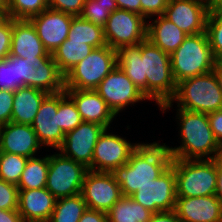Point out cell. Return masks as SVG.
Segmentation results:
<instances>
[{
  "label": "cell",
  "mask_w": 222,
  "mask_h": 222,
  "mask_svg": "<svg viewBox=\"0 0 222 222\" xmlns=\"http://www.w3.org/2000/svg\"><path fill=\"white\" fill-rule=\"evenodd\" d=\"M172 159L166 143H141L128 162L116 168L112 174L122 195L130 197L139 187L164 173L171 166Z\"/></svg>",
  "instance_id": "6da1fadb"
},
{
  "label": "cell",
  "mask_w": 222,
  "mask_h": 222,
  "mask_svg": "<svg viewBox=\"0 0 222 222\" xmlns=\"http://www.w3.org/2000/svg\"><path fill=\"white\" fill-rule=\"evenodd\" d=\"M180 146L167 148L172 158L185 160L215 159L220 144L215 139L207 114L176 109Z\"/></svg>",
  "instance_id": "7a4b0ae2"
},
{
  "label": "cell",
  "mask_w": 222,
  "mask_h": 222,
  "mask_svg": "<svg viewBox=\"0 0 222 222\" xmlns=\"http://www.w3.org/2000/svg\"><path fill=\"white\" fill-rule=\"evenodd\" d=\"M177 108L209 114L222 109V91L213 71L177 83L174 97L160 107L165 113L174 104Z\"/></svg>",
  "instance_id": "3957f363"
},
{
  "label": "cell",
  "mask_w": 222,
  "mask_h": 222,
  "mask_svg": "<svg viewBox=\"0 0 222 222\" xmlns=\"http://www.w3.org/2000/svg\"><path fill=\"white\" fill-rule=\"evenodd\" d=\"M143 78H147L148 101L160 108L175 95L177 83L171 68L170 55L152 44L148 39L140 43Z\"/></svg>",
  "instance_id": "277c9868"
},
{
  "label": "cell",
  "mask_w": 222,
  "mask_h": 222,
  "mask_svg": "<svg viewBox=\"0 0 222 222\" xmlns=\"http://www.w3.org/2000/svg\"><path fill=\"white\" fill-rule=\"evenodd\" d=\"M170 60L176 83L211 72L217 62L206 32L187 35L180 46L170 54Z\"/></svg>",
  "instance_id": "5b68a950"
},
{
  "label": "cell",
  "mask_w": 222,
  "mask_h": 222,
  "mask_svg": "<svg viewBox=\"0 0 222 222\" xmlns=\"http://www.w3.org/2000/svg\"><path fill=\"white\" fill-rule=\"evenodd\" d=\"M177 197L210 196L216 194L215 159L185 160L173 158Z\"/></svg>",
  "instance_id": "8992f818"
},
{
  "label": "cell",
  "mask_w": 222,
  "mask_h": 222,
  "mask_svg": "<svg viewBox=\"0 0 222 222\" xmlns=\"http://www.w3.org/2000/svg\"><path fill=\"white\" fill-rule=\"evenodd\" d=\"M116 66L117 50L94 48L64 76V89L95 90Z\"/></svg>",
  "instance_id": "52a82bcc"
},
{
  "label": "cell",
  "mask_w": 222,
  "mask_h": 222,
  "mask_svg": "<svg viewBox=\"0 0 222 222\" xmlns=\"http://www.w3.org/2000/svg\"><path fill=\"white\" fill-rule=\"evenodd\" d=\"M17 59L18 89L32 87L48 94L59 93L64 89V76L59 71L52 54Z\"/></svg>",
  "instance_id": "ba28073f"
},
{
  "label": "cell",
  "mask_w": 222,
  "mask_h": 222,
  "mask_svg": "<svg viewBox=\"0 0 222 222\" xmlns=\"http://www.w3.org/2000/svg\"><path fill=\"white\" fill-rule=\"evenodd\" d=\"M89 169L63 156L59 151L49 155L46 189L56 198L81 193L85 175Z\"/></svg>",
  "instance_id": "9c48e42d"
},
{
  "label": "cell",
  "mask_w": 222,
  "mask_h": 222,
  "mask_svg": "<svg viewBox=\"0 0 222 222\" xmlns=\"http://www.w3.org/2000/svg\"><path fill=\"white\" fill-rule=\"evenodd\" d=\"M103 31L106 45L118 50L147 39V20L137 13L117 9L108 17Z\"/></svg>",
  "instance_id": "30bf717a"
},
{
  "label": "cell",
  "mask_w": 222,
  "mask_h": 222,
  "mask_svg": "<svg viewBox=\"0 0 222 222\" xmlns=\"http://www.w3.org/2000/svg\"><path fill=\"white\" fill-rule=\"evenodd\" d=\"M117 116L128 106L148 100L141 90L117 65L95 89Z\"/></svg>",
  "instance_id": "8fae6325"
},
{
  "label": "cell",
  "mask_w": 222,
  "mask_h": 222,
  "mask_svg": "<svg viewBox=\"0 0 222 222\" xmlns=\"http://www.w3.org/2000/svg\"><path fill=\"white\" fill-rule=\"evenodd\" d=\"M140 144L132 143L119 134L109 133V128L105 129L95 144L92 171L113 172L128 162L131 154Z\"/></svg>",
  "instance_id": "7c38bea8"
},
{
  "label": "cell",
  "mask_w": 222,
  "mask_h": 222,
  "mask_svg": "<svg viewBox=\"0 0 222 222\" xmlns=\"http://www.w3.org/2000/svg\"><path fill=\"white\" fill-rule=\"evenodd\" d=\"M130 197L153 213L175 210L177 195L174 168L170 166L157 179L139 187Z\"/></svg>",
  "instance_id": "4fadbf2b"
},
{
  "label": "cell",
  "mask_w": 222,
  "mask_h": 222,
  "mask_svg": "<svg viewBox=\"0 0 222 222\" xmlns=\"http://www.w3.org/2000/svg\"><path fill=\"white\" fill-rule=\"evenodd\" d=\"M81 194L89 209L107 213L123 197L112 172L88 170L82 184Z\"/></svg>",
  "instance_id": "5bb4252c"
},
{
  "label": "cell",
  "mask_w": 222,
  "mask_h": 222,
  "mask_svg": "<svg viewBox=\"0 0 222 222\" xmlns=\"http://www.w3.org/2000/svg\"><path fill=\"white\" fill-rule=\"evenodd\" d=\"M105 129L100 124L83 121L75 129L65 134L57 151L92 170L95 144Z\"/></svg>",
  "instance_id": "9a60e30c"
},
{
  "label": "cell",
  "mask_w": 222,
  "mask_h": 222,
  "mask_svg": "<svg viewBox=\"0 0 222 222\" xmlns=\"http://www.w3.org/2000/svg\"><path fill=\"white\" fill-rule=\"evenodd\" d=\"M210 5L205 0H169L163 16L187 35L206 32Z\"/></svg>",
  "instance_id": "2e32d148"
},
{
  "label": "cell",
  "mask_w": 222,
  "mask_h": 222,
  "mask_svg": "<svg viewBox=\"0 0 222 222\" xmlns=\"http://www.w3.org/2000/svg\"><path fill=\"white\" fill-rule=\"evenodd\" d=\"M73 15L47 8L29 20L36 29L44 48L53 53L67 39Z\"/></svg>",
  "instance_id": "e0dca14e"
},
{
  "label": "cell",
  "mask_w": 222,
  "mask_h": 222,
  "mask_svg": "<svg viewBox=\"0 0 222 222\" xmlns=\"http://www.w3.org/2000/svg\"><path fill=\"white\" fill-rule=\"evenodd\" d=\"M31 126L43 147L57 150L61 146L65 134L59 127L58 93L48 94L43 99Z\"/></svg>",
  "instance_id": "ac0fdd59"
},
{
  "label": "cell",
  "mask_w": 222,
  "mask_h": 222,
  "mask_svg": "<svg viewBox=\"0 0 222 222\" xmlns=\"http://www.w3.org/2000/svg\"><path fill=\"white\" fill-rule=\"evenodd\" d=\"M41 147L31 125L9 122L0 126V152L32 158Z\"/></svg>",
  "instance_id": "d6986e66"
},
{
  "label": "cell",
  "mask_w": 222,
  "mask_h": 222,
  "mask_svg": "<svg viewBox=\"0 0 222 222\" xmlns=\"http://www.w3.org/2000/svg\"><path fill=\"white\" fill-rule=\"evenodd\" d=\"M175 211L180 222H222V202L216 195L177 197Z\"/></svg>",
  "instance_id": "ffe728a7"
},
{
  "label": "cell",
  "mask_w": 222,
  "mask_h": 222,
  "mask_svg": "<svg viewBox=\"0 0 222 222\" xmlns=\"http://www.w3.org/2000/svg\"><path fill=\"white\" fill-rule=\"evenodd\" d=\"M75 102L82 121L110 128L117 117L96 90L65 89Z\"/></svg>",
  "instance_id": "44dd1931"
},
{
  "label": "cell",
  "mask_w": 222,
  "mask_h": 222,
  "mask_svg": "<svg viewBox=\"0 0 222 222\" xmlns=\"http://www.w3.org/2000/svg\"><path fill=\"white\" fill-rule=\"evenodd\" d=\"M56 200L46 187L19 190L18 213L24 222H47Z\"/></svg>",
  "instance_id": "7402d4cb"
},
{
  "label": "cell",
  "mask_w": 222,
  "mask_h": 222,
  "mask_svg": "<svg viewBox=\"0 0 222 222\" xmlns=\"http://www.w3.org/2000/svg\"><path fill=\"white\" fill-rule=\"evenodd\" d=\"M37 35L36 29L28 19H13L12 42L9 56H19L23 59L35 56H48Z\"/></svg>",
  "instance_id": "603a6c76"
},
{
  "label": "cell",
  "mask_w": 222,
  "mask_h": 222,
  "mask_svg": "<svg viewBox=\"0 0 222 222\" xmlns=\"http://www.w3.org/2000/svg\"><path fill=\"white\" fill-rule=\"evenodd\" d=\"M157 17V18H156ZM147 20V39L167 54H172L187 34L163 15Z\"/></svg>",
  "instance_id": "cb8c5ba5"
},
{
  "label": "cell",
  "mask_w": 222,
  "mask_h": 222,
  "mask_svg": "<svg viewBox=\"0 0 222 222\" xmlns=\"http://www.w3.org/2000/svg\"><path fill=\"white\" fill-rule=\"evenodd\" d=\"M47 92L21 87L14 92L11 122L31 125Z\"/></svg>",
  "instance_id": "d4e9b609"
},
{
  "label": "cell",
  "mask_w": 222,
  "mask_h": 222,
  "mask_svg": "<svg viewBox=\"0 0 222 222\" xmlns=\"http://www.w3.org/2000/svg\"><path fill=\"white\" fill-rule=\"evenodd\" d=\"M117 65L147 97V78H143L140 43L119 48Z\"/></svg>",
  "instance_id": "484cf974"
},
{
  "label": "cell",
  "mask_w": 222,
  "mask_h": 222,
  "mask_svg": "<svg viewBox=\"0 0 222 222\" xmlns=\"http://www.w3.org/2000/svg\"><path fill=\"white\" fill-rule=\"evenodd\" d=\"M93 49V46L84 42L66 39L54 50L52 57L61 74L65 76L77 63L86 58Z\"/></svg>",
  "instance_id": "4316f807"
},
{
  "label": "cell",
  "mask_w": 222,
  "mask_h": 222,
  "mask_svg": "<svg viewBox=\"0 0 222 222\" xmlns=\"http://www.w3.org/2000/svg\"><path fill=\"white\" fill-rule=\"evenodd\" d=\"M109 222H148L153 214L131 197H121L106 213Z\"/></svg>",
  "instance_id": "83f0119b"
},
{
  "label": "cell",
  "mask_w": 222,
  "mask_h": 222,
  "mask_svg": "<svg viewBox=\"0 0 222 222\" xmlns=\"http://www.w3.org/2000/svg\"><path fill=\"white\" fill-rule=\"evenodd\" d=\"M48 168L49 155L28 158L17 184L18 189L28 190L46 187Z\"/></svg>",
  "instance_id": "f1b7e54d"
},
{
  "label": "cell",
  "mask_w": 222,
  "mask_h": 222,
  "mask_svg": "<svg viewBox=\"0 0 222 222\" xmlns=\"http://www.w3.org/2000/svg\"><path fill=\"white\" fill-rule=\"evenodd\" d=\"M67 39L69 41L84 42L94 48L106 45L103 28L80 16L72 17Z\"/></svg>",
  "instance_id": "f546056e"
},
{
  "label": "cell",
  "mask_w": 222,
  "mask_h": 222,
  "mask_svg": "<svg viewBox=\"0 0 222 222\" xmlns=\"http://www.w3.org/2000/svg\"><path fill=\"white\" fill-rule=\"evenodd\" d=\"M87 209L82 194L68 196L56 200L55 208L47 222H79Z\"/></svg>",
  "instance_id": "4dcf8cb0"
},
{
  "label": "cell",
  "mask_w": 222,
  "mask_h": 222,
  "mask_svg": "<svg viewBox=\"0 0 222 222\" xmlns=\"http://www.w3.org/2000/svg\"><path fill=\"white\" fill-rule=\"evenodd\" d=\"M58 120L64 134L83 122L75 102L65 90L58 93Z\"/></svg>",
  "instance_id": "1f68e13d"
},
{
  "label": "cell",
  "mask_w": 222,
  "mask_h": 222,
  "mask_svg": "<svg viewBox=\"0 0 222 222\" xmlns=\"http://www.w3.org/2000/svg\"><path fill=\"white\" fill-rule=\"evenodd\" d=\"M117 9L115 0H86L79 16L104 28L110 14Z\"/></svg>",
  "instance_id": "d6a6232c"
},
{
  "label": "cell",
  "mask_w": 222,
  "mask_h": 222,
  "mask_svg": "<svg viewBox=\"0 0 222 222\" xmlns=\"http://www.w3.org/2000/svg\"><path fill=\"white\" fill-rule=\"evenodd\" d=\"M206 33L217 61H222V7H212L206 21Z\"/></svg>",
  "instance_id": "836d02e7"
},
{
  "label": "cell",
  "mask_w": 222,
  "mask_h": 222,
  "mask_svg": "<svg viewBox=\"0 0 222 222\" xmlns=\"http://www.w3.org/2000/svg\"><path fill=\"white\" fill-rule=\"evenodd\" d=\"M28 157L0 152V179L17 186Z\"/></svg>",
  "instance_id": "e575fe53"
},
{
  "label": "cell",
  "mask_w": 222,
  "mask_h": 222,
  "mask_svg": "<svg viewBox=\"0 0 222 222\" xmlns=\"http://www.w3.org/2000/svg\"><path fill=\"white\" fill-rule=\"evenodd\" d=\"M49 8L48 0H10L6 16L13 19H30Z\"/></svg>",
  "instance_id": "d590c367"
},
{
  "label": "cell",
  "mask_w": 222,
  "mask_h": 222,
  "mask_svg": "<svg viewBox=\"0 0 222 222\" xmlns=\"http://www.w3.org/2000/svg\"><path fill=\"white\" fill-rule=\"evenodd\" d=\"M0 90H18L17 59L14 56L0 59Z\"/></svg>",
  "instance_id": "8d00e7d4"
},
{
  "label": "cell",
  "mask_w": 222,
  "mask_h": 222,
  "mask_svg": "<svg viewBox=\"0 0 222 222\" xmlns=\"http://www.w3.org/2000/svg\"><path fill=\"white\" fill-rule=\"evenodd\" d=\"M18 198V187L0 179V209L18 210Z\"/></svg>",
  "instance_id": "74e56055"
},
{
  "label": "cell",
  "mask_w": 222,
  "mask_h": 222,
  "mask_svg": "<svg viewBox=\"0 0 222 222\" xmlns=\"http://www.w3.org/2000/svg\"><path fill=\"white\" fill-rule=\"evenodd\" d=\"M13 32V18L6 17L0 22V59L7 58L10 54Z\"/></svg>",
  "instance_id": "f35d334b"
},
{
  "label": "cell",
  "mask_w": 222,
  "mask_h": 222,
  "mask_svg": "<svg viewBox=\"0 0 222 222\" xmlns=\"http://www.w3.org/2000/svg\"><path fill=\"white\" fill-rule=\"evenodd\" d=\"M86 0H48L49 8L79 16Z\"/></svg>",
  "instance_id": "ab89813d"
},
{
  "label": "cell",
  "mask_w": 222,
  "mask_h": 222,
  "mask_svg": "<svg viewBox=\"0 0 222 222\" xmlns=\"http://www.w3.org/2000/svg\"><path fill=\"white\" fill-rule=\"evenodd\" d=\"M169 0H140L141 15L147 20L163 15Z\"/></svg>",
  "instance_id": "60d3db41"
},
{
  "label": "cell",
  "mask_w": 222,
  "mask_h": 222,
  "mask_svg": "<svg viewBox=\"0 0 222 222\" xmlns=\"http://www.w3.org/2000/svg\"><path fill=\"white\" fill-rule=\"evenodd\" d=\"M14 92L0 90V126L11 122Z\"/></svg>",
  "instance_id": "b9f144b4"
},
{
  "label": "cell",
  "mask_w": 222,
  "mask_h": 222,
  "mask_svg": "<svg viewBox=\"0 0 222 222\" xmlns=\"http://www.w3.org/2000/svg\"><path fill=\"white\" fill-rule=\"evenodd\" d=\"M215 139L222 144V109L207 114Z\"/></svg>",
  "instance_id": "7bdbcfd3"
},
{
  "label": "cell",
  "mask_w": 222,
  "mask_h": 222,
  "mask_svg": "<svg viewBox=\"0 0 222 222\" xmlns=\"http://www.w3.org/2000/svg\"><path fill=\"white\" fill-rule=\"evenodd\" d=\"M79 222H109L107 219V214L103 211H97L87 208Z\"/></svg>",
  "instance_id": "ee69618b"
},
{
  "label": "cell",
  "mask_w": 222,
  "mask_h": 222,
  "mask_svg": "<svg viewBox=\"0 0 222 222\" xmlns=\"http://www.w3.org/2000/svg\"><path fill=\"white\" fill-rule=\"evenodd\" d=\"M148 222H180L175 210L153 213Z\"/></svg>",
  "instance_id": "f6af8a7d"
},
{
  "label": "cell",
  "mask_w": 222,
  "mask_h": 222,
  "mask_svg": "<svg viewBox=\"0 0 222 222\" xmlns=\"http://www.w3.org/2000/svg\"><path fill=\"white\" fill-rule=\"evenodd\" d=\"M118 9H124L141 15L140 0H115Z\"/></svg>",
  "instance_id": "bcb514c9"
},
{
  "label": "cell",
  "mask_w": 222,
  "mask_h": 222,
  "mask_svg": "<svg viewBox=\"0 0 222 222\" xmlns=\"http://www.w3.org/2000/svg\"><path fill=\"white\" fill-rule=\"evenodd\" d=\"M0 222H24L18 210H1Z\"/></svg>",
  "instance_id": "7dc6e473"
},
{
  "label": "cell",
  "mask_w": 222,
  "mask_h": 222,
  "mask_svg": "<svg viewBox=\"0 0 222 222\" xmlns=\"http://www.w3.org/2000/svg\"><path fill=\"white\" fill-rule=\"evenodd\" d=\"M217 186L216 196L222 202V161L216 157Z\"/></svg>",
  "instance_id": "c3c4849f"
},
{
  "label": "cell",
  "mask_w": 222,
  "mask_h": 222,
  "mask_svg": "<svg viewBox=\"0 0 222 222\" xmlns=\"http://www.w3.org/2000/svg\"><path fill=\"white\" fill-rule=\"evenodd\" d=\"M212 71L214 72L219 88L222 91V61H217Z\"/></svg>",
  "instance_id": "681fc988"
},
{
  "label": "cell",
  "mask_w": 222,
  "mask_h": 222,
  "mask_svg": "<svg viewBox=\"0 0 222 222\" xmlns=\"http://www.w3.org/2000/svg\"><path fill=\"white\" fill-rule=\"evenodd\" d=\"M10 0H0V8L3 10H7L8 4Z\"/></svg>",
  "instance_id": "f907efd6"
},
{
  "label": "cell",
  "mask_w": 222,
  "mask_h": 222,
  "mask_svg": "<svg viewBox=\"0 0 222 222\" xmlns=\"http://www.w3.org/2000/svg\"><path fill=\"white\" fill-rule=\"evenodd\" d=\"M212 7H222V0H212Z\"/></svg>",
  "instance_id": "816d5d0a"
},
{
  "label": "cell",
  "mask_w": 222,
  "mask_h": 222,
  "mask_svg": "<svg viewBox=\"0 0 222 222\" xmlns=\"http://www.w3.org/2000/svg\"><path fill=\"white\" fill-rule=\"evenodd\" d=\"M6 17V11L0 8V22H2Z\"/></svg>",
  "instance_id": "f5cc1de1"
},
{
  "label": "cell",
  "mask_w": 222,
  "mask_h": 222,
  "mask_svg": "<svg viewBox=\"0 0 222 222\" xmlns=\"http://www.w3.org/2000/svg\"><path fill=\"white\" fill-rule=\"evenodd\" d=\"M218 158L222 161V144H220V152Z\"/></svg>",
  "instance_id": "db71d44e"
},
{
  "label": "cell",
  "mask_w": 222,
  "mask_h": 222,
  "mask_svg": "<svg viewBox=\"0 0 222 222\" xmlns=\"http://www.w3.org/2000/svg\"><path fill=\"white\" fill-rule=\"evenodd\" d=\"M209 3L210 7L212 8V0H205Z\"/></svg>",
  "instance_id": "11a10c76"
}]
</instances>
